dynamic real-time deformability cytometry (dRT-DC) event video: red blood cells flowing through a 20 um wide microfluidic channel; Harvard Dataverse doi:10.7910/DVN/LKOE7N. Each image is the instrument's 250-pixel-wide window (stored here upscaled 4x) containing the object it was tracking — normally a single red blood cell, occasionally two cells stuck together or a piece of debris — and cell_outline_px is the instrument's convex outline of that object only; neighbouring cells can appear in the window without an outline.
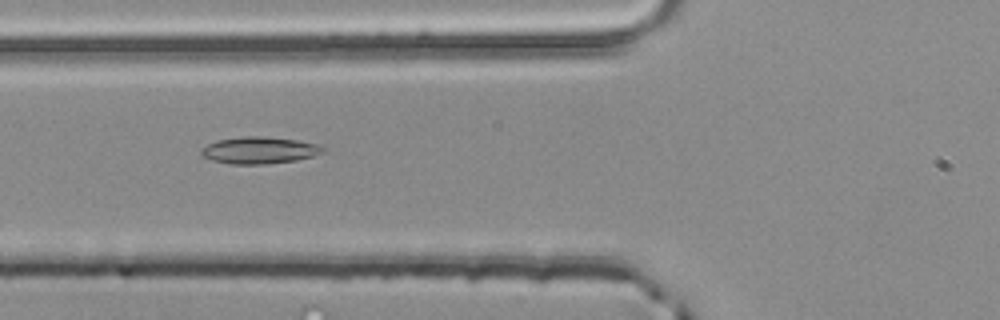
{"species": "common noctule bat (a hibernating species)", "species_latin": "Nyctalus noctula", "temperature_condition": "room temperature", "stored_images_in_passage": 5, "camera_frame_rate_fps": 3000, "um_per_image_px": 0.085, "animal": {"sex": "male", "body_mass_g": 20.4}, "frame": {"image": 1, "passage_image": 4, "time_ms": 1.0, "image_size_px": [1000, 320], "cell_outline_px": [[324, 152], [312, 156], [296, 160], [268, 164], [232, 164], [212, 160], [200, 156], [200, 148], [216, 140], [244, 136], [264, 136], [296, 140], [320, 144], [324, 148]], "centroid_in_image_um": [22.01, 12.77], "position_along_channel_um": 103.8, "area_um2": 19.19}}
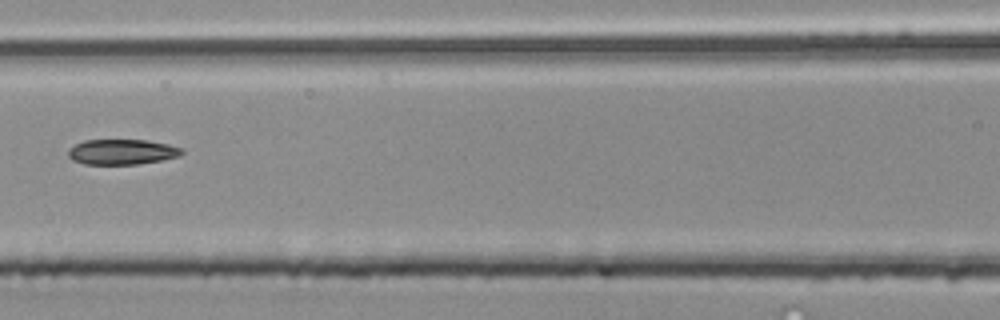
{"frame": {"image": 2, "passage_image": 5, "time_ms": 1.333, "image_size_px": [1000, 320], "cell_outline_px": [[184, 152], [176, 156], [160, 160], [136, 164], [84, 164], [72, 160], [68, 156], [68, 148], [84, 140], [148, 140], [168, 144], [184, 148]], "centroid_in_image_um": [10.34, 12.9], "position_along_channel_um": 156.3, "area_um2": 16.7}}